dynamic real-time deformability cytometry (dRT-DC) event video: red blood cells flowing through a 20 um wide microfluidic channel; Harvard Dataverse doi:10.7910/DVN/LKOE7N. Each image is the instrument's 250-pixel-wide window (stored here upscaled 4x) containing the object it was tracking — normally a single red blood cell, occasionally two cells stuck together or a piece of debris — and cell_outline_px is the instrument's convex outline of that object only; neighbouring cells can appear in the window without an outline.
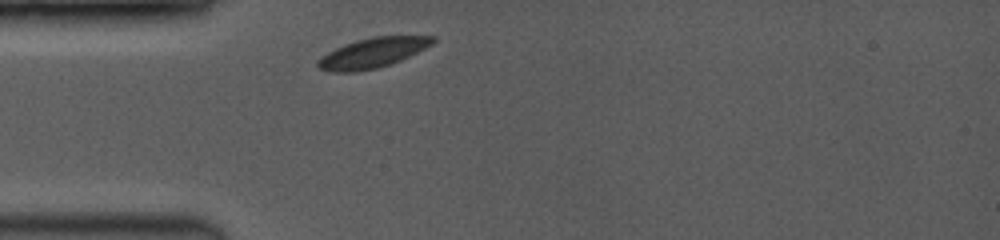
{"species": "common noctule bat (a hibernating species)", "species_latin": "Nyctalus noctula", "temperature_condition": "room temperature", "stored_images_in_passage": 11, "camera_frame_rate_fps": 3500, "um_per_image_px": 0.085, "animal": {"sex": "female", "body_mass_g": 19.0, "forearm_length_mm": 53.3}, "frame": {"image": 1, "passage_image": 1, "time_ms": 0.0, "image_size_px": [1000, 240], "cell_outline_px": [[436, 40], [432, 44], [400, 60], [376, 68], [356, 72], [328, 72], [320, 68], [316, 64], [316, 60], [328, 52], [344, 44], [356, 40], [372, 36], [436, 36]], "centroid_in_image_um": [31.63, 4.49], "position_along_channel_um": 53.4, "area_um2": 19.88}}
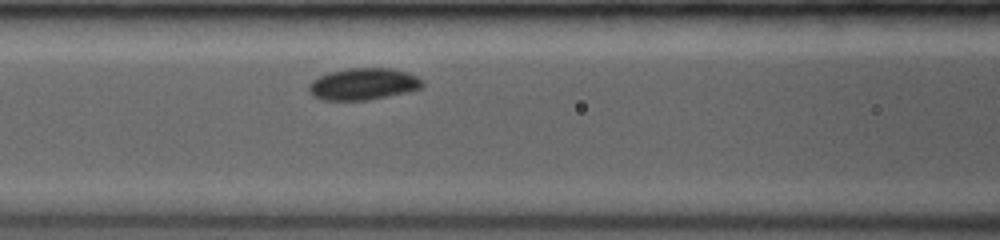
{"frame": {"image": 2, "passage_image": 7, "time_ms": 2.286, "image_size_px": [1000, 240], "cell_outline_px": [[424, 84], [420, 88], [408, 92], [368, 100], [324, 100], [312, 96], [308, 92], [308, 84], [312, 80], [328, 72], [348, 68], [392, 68], [408, 72], [416, 76]], "centroid_in_image_um": [30.84, 7.14], "position_along_channel_um": 135.8, "area_um2": 21.15}}
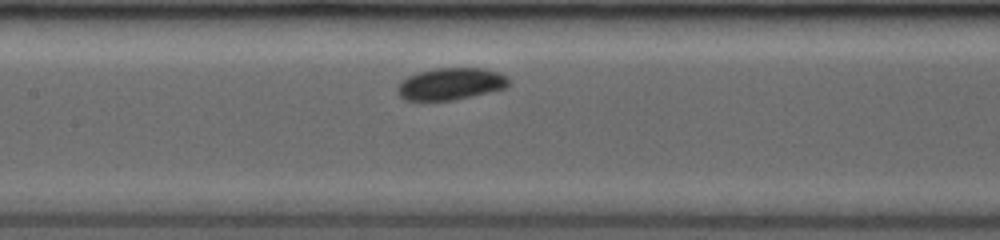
{"frame": {"image": 3, "passage_image": 10, "time_ms": 3.143, "image_size_px": [1000, 240], "cell_outline_px": [[512, 84], [504, 88], [488, 92], [452, 100], [404, 100], [396, 92], [396, 88], [400, 80], [416, 72], [436, 68], [484, 68], [500, 72], [508, 76], [512, 80]], "centroid_in_image_um": [38.32, 7.11], "position_along_channel_um": 169.1, "area_um2": 21.04}}